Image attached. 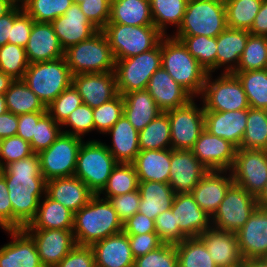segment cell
Masks as SVG:
<instances>
[{"mask_svg":"<svg viewBox=\"0 0 267 267\" xmlns=\"http://www.w3.org/2000/svg\"><path fill=\"white\" fill-rule=\"evenodd\" d=\"M13 208V230H21L35 218L40 200L46 195L38 153L14 161L0 169Z\"/></svg>","mask_w":267,"mask_h":267,"instance_id":"1","label":"cell"},{"mask_svg":"<svg viewBox=\"0 0 267 267\" xmlns=\"http://www.w3.org/2000/svg\"><path fill=\"white\" fill-rule=\"evenodd\" d=\"M72 231L77 245L91 246L123 231V223L108 200L94 195L74 213Z\"/></svg>","mask_w":267,"mask_h":267,"instance_id":"2","label":"cell"},{"mask_svg":"<svg viewBox=\"0 0 267 267\" xmlns=\"http://www.w3.org/2000/svg\"><path fill=\"white\" fill-rule=\"evenodd\" d=\"M161 66L179 85L199 99L208 72L183 43L171 35L164 36L161 40Z\"/></svg>","mask_w":267,"mask_h":267,"instance_id":"3","label":"cell"},{"mask_svg":"<svg viewBox=\"0 0 267 267\" xmlns=\"http://www.w3.org/2000/svg\"><path fill=\"white\" fill-rule=\"evenodd\" d=\"M64 58L72 75L104 73L115 70V58L107 36L99 30L91 38L64 50Z\"/></svg>","mask_w":267,"mask_h":267,"instance_id":"4","label":"cell"},{"mask_svg":"<svg viewBox=\"0 0 267 267\" xmlns=\"http://www.w3.org/2000/svg\"><path fill=\"white\" fill-rule=\"evenodd\" d=\"M226 28L224 0H188L181 25L171 36L217 37Z\"/></svg>","mask_w":267,"mask_h":267,"instance_id":"5","label":"cell"},{"mask_svg":"<svg viewBox=\"0 0 267 267\" xmlns=\"http://www.w3.org/2000/svg\"><path fill=\"white\" fill-rule=\"evenodd\" d=\"M73 75L64 57L30 63L23 81L47 107L65 89L72 85Z\"/></svg>","mask_w":267,"mask_h":267,"instance_id":"6","label":"cell"},{"mask_svg":"<svg viewBox=\"0 0 267 267\" xmlns=\"http://www.w3.org/2000/svg\"><path fill=\"white\" fill-rule=\"evenodd\" d=\"M102 31L107 36L115 61L149 51L164 37L155 25L107 23Z\"/></svg>","mask_w":267,"mask_h":267,"instance_id":"7","label":"cell"},{"mask_svg":"<svg viewBox=\"0 0 267 267\" xmlns=\"http://www.w3.org/2000/svg\"><path fill=\"white\" fill-rule=\"evenodd\" d=\"M118 164L106 147L97 139L85 140L79 149L74 176L81 179L97 195L106 185Z\"/></svg>","mask_w":267,"mask_h":267,"instance_id":"8","label":"cell"},{"mask_svg":"<svg viewBox=\"0 0 267 267\" xmlns=\"http://www.w3.org/2000/svg\"><path fill=\"white\" fill-rule=\"evenodd\" d=\"M208 73L201 95L204 111H235L250 108L242 84L234 73H221L213 79Z\"/></svg>","mask_w":267,"mask_h":267,"instance_id":"9","label":"cell"},{"mask_svg":"<svg viewBox=\"0 0 267 267\" xmlns=\"http://www.w3.org/2000/svg\"><path fill=\"white\" fill-rule=\"evenodd\" d=\"M161 67V41L153 49L117 60L115 75L119 94L146 90L153 73Z\"/></svg>","mask_w":267,"mask_h":267,"instance_id":"10","label":"cell"},{"mask_svg":"<svg viewBox=\"0 0 267 267\" xmlns=\"http://www.w3.org/2000/svg\"><path fill=\"white\" fill-rule=\"evenodd\" d=\"M84 140L61 133L49 146L38 153L41 173L46 180L74 176L77 156Z\"/></svg>","mask_w":267,"mask_h":267,"instance_id":"11","label":"cell"},{"mask_svg":"<svg viewBox=\"0 0 267 267\" xmlns=\"http://www.w3.org/2000/svg\"><path fill=\"white\" fill-rule=\"evenodd\" d=\"M258 207L257 199L241 186L233 183L211 217L212 226L236 233Z\"/></svg>","mask_w":267,"mask_h":267,"instance_id":"12","label":"cell"},{"mask_svg":"<svg viewBox=\"0 0 267 267\" xmlns=\"http://www.w3.org/2000/svg\"><path fill=\"white\" fill-rule=\"evenodd\" d=\"M191 100L187 105L167 111L174 150H191L205 127L204 107Z\"/></svg>","mask_w":267,"mask_h":267,"instance_id":"13","label":"cell"},{"mask_svg":"<svg viewBox=\"0 0 267 267\" xmlns=\"http://www.w3.org/2000/svg\"><path fill=\"white\" fill-rule=\"evenodd\" d=\"M230 172L235 184L257 198L267 183V150L237 149Z\"/></svg>","mask_w":267,"mask_h":267,"instance_id":"14","label":"cell"},{"mask_svg":"<svg viewBox=\"0 0 267 267\" xmlns=\"http://www.w3.org/2000/svg\"><path fill=\"white\" fill-rule=\"evenodd\" d=\"M23 230L35 242L43 267H55L77 245L72 230Z\"/></svg>","mask_w":267,"mask_h":267,"instance_id":"15","label":"cell"},{"mask_svg":"<svg viewBox=\"0 0 267 267\" xmlns=\"http://www.w3.org/2000/svg\"><path fill=\"white\" fill-rule=\"evenodd\" d=\"M191 151L208 171H230L237 148L229 141L212 135L204 129Z\"/></svg>","mask_w":267,"mask_h":267,"instance_id":"16","label":"cell"},{"mask_svg":"<svg viewBox=\"0 0 267 267\" xmlns=\"http://www.w3.org/2000/svg\"><path fill=\"white\" fill-rule=\"evenodd\" d=\"M72 85L82 97L83 103L92 109L119 95L115 71L76 74L73 75Z\"/></svg>","mask_w":267,"mask_h":267,"instance_id":"17","label":"cell"},{"mask_svg":"<svg viewBox=\"0 0 267 267\" xmlns=\"http://www.w3.org/2000/svg\"><path fill=\"white\" fill-rule=\"evenodd\" d=\"M207 171L191 150L171 148L168 184L175 194L191 193Z\"/></svg>","mask_w":267,"mask_h":267,"instance_id":"18","label":"cell"},{"mask_svg":"<svg viewBox=\"0 0 267 267\" xmlns=\"http://www.w3.org/2000/svg\"><path fill=\"white\" fill-rule=\"evenodd\" d=\"M51 24L64 50L88 40L99 31L81 11L80 6L74 3L64 15L57 17Z\"/></svg>","mask_w":267,"mask_h":267,"instance_id":"19","label":"cell"},{"mask_svg":"<svg viewBox=\"0 0 267 267\" xmlns=\"http://www.w3.org/2000/svg\"><path fill=\"white\" fill-rule=\"evenodd\" d=\"M243 258H267V209L257 207L236 233Z\"/></svg>","mask_w":267,"mask_h":267,"instance_id":"20","label":"cell"},{"mask_svg":"<svg viewBox=\"0 0 267 267\" xmlns=\"http://www.w3.org/2000/svg\"><path fill=\"white\" fill-rule=\"evenodd\" d=\"M233 183L234 179L230 171L209 170L203 175L191 194L199 207L212 217Z\"/></svg>","mask_w":267,"mask_h":267,"instance_id":"21","label":"cell"},{"mask_svg":"<svg viewBox=\"0 0 267 267\" xmlns=\"http://www.w3.org/2000/svg\"><path fill=\"white\" fill-rule=\"evenodd\" d=\"M146 90L162 112L183 107L194 99L162 66L153 73Z\"/></svg>","mask_w":267,"mask_h":267,"instance_id":"22","label":"cell"},{"mask_svg":"<svg viewBox=\"0 0 267 267\" xmlns=\"http://www.w3.org/2000/svg\"><path fill=\"white\" fill-rule=\"evenodd\" d=\"M11 241L0 247V267H43L33 239L23 230H5Z\"/></svg>","mask_w":267,"mask_h":267,"instance_id":"23","label":"cell"},{"mask_svg":"<svg viewBox=\"0 0 267 267\" xmlns=\"http://www.w3.org/2000/svg\"><path fill=\"white\" fill-rule=\"evenodd\" d=\"M176 224L187 237H199L212 226L211 217L199 207L191 193L176 194L171 207Z\"/></svg>","mask_w":267,"mask_h":267,"instance_id":"24","label":"cell"},{"mask_svg":"<svg viewBox=\"0 0 267 267\" xmlns=\"http://www.w3.org/2000/svg\"><path fill=\"white\" fill-rule=\"evenodd\" d=\"M199 238L205 243L217 267H233L243 261L234 232L211 226Z\"/></svg>","mask_w":267,"mask_h":267,"instance_id":"25","label":"cell"},{"mask_svg":"<svg viewBox=\"0 0 267 267\" xmlns=\"http://www.w3.org/2000/svg\"><path fill=\"white\" fill-rule=\"evenodd\" d=\"M205 127L210 134L232 143L237 149L246 129L248 109L235 111H204Z\"/></svg>","mask_w":267,"mask_h":267,"instance_id":"26","label":"cell"},{"mask_svg":"<svg viewBox=\"0 0 267 267\" xmlns=\"http://www.w3.org/2000/svg\"><path fill=\"white\" fill-rule=\"evenodd\" d=\"M46 195L75 213L95 194L81 179L70 176L47 180Z\"/></svg>","mask_w":267,"mask_h":267,"instance_id":"27","label":"cell"},{"mask_svg":"<svg viewBox=\"0 0 267 267\" xmlns=\"http://www.w3.org/2000/svg\"><path fill=\"white\" fill-rule=\"evenodd\" d=\"M96 267H134L128 235L121 231L91 245Z\"/></svg>","mask_w":267,"mask_h":267,"instance_id":"28","label":"cell"},{"mask_svg":"<svg viewBox=\"0 0 267 267\" xmlns=\"http://www.w3.org/2000/svg\"><path fill=\"white\" fill-rule=\"evenodd\" d=\"M25 52L29 63L46 62L64 57V49L51 23H33Z\"/></svg>","mask_w":267,"mask_h":267,"instance_id":"29","label":"cell"},{"mask_svg":"<svg viewBox=\"0 0 267 267\" xmlns=\"http://www.w3.org/2000/svg\"><path fill=\"white\" fill-rule=\"evenodd\" d=\"M250 35L248 30L227 27L216 37V70L224 67L221 73H233L237 69Z\"/></svg>","mask_w":267,"mask_h":267,"instance_id":"30","label":"cell"},{"mask_svg":"<svg viewBox=\"0 0 267 267\" xmlns=\"http://www.w3.org/2000/svg\"><path fill=\"white\" fill-rule=\"evenodd\" d=\"M111 135V146L106 144L109 152L118 163H133L140 152L139 132L123 114L105 133Z\"/></svg>","mask_w":267,"mask_h":267,"instance_id":"31","label":"cell"},{"mask_svg":"<svg viewBox=\"0 0 267 267\" xmlns=\"http://www.w3.org/2000/svg\"><path fill=\"white\" fill-rule=\"evenodd\" d=\"M139 213L155 220L162 212L171 209L175 193L168 183L139 181Z\"/></svg>","mask_w":267,"mask_h":267,"instance_id":"32","label":"cell"},{"mask_svg":"<svg viewBox=\"0 0 267 267\" xmlns=\"http://www.w3.org/2000/svg\"><path fill=\"white\" fill-rule=\"evenodd\" d=\"M171 148L140 150L133 162L139 181L169 182Z\"/></svg>","mask_w":267,"mask_h":267,"instance_id":"33","label":"cell"},{"mask_svg":"<svg viewBox=\"0 0 267 267\" xmlns=\"http://www.w3.org/2000/svg\"><path fill=\"white\" fill-rule=\"evenodd\" d=\"M122 96L124 100L123 114L138 132L162 113L147 90L132 91Z\"/></svg>","mask_w":267,"mask_h":267,"instance_id":"34","label":"cell"},{"mask_svg":"<svg viewBox=\"0 0 267 267\" xmlns=\"http://www.w3.org/2000/svg\"><path fill=\"white\" fill-rule=\"evenodd\" d=\"M73 225L74 212L44 195L34 220L23 229L73 230Z\"/></svg>","mask_w":267,"mask_h":267,"instance_id":"35","label":"cell"},{"mask_svg":"<svg viewBox=\"0 0 267 267\" xmlns=\"http://www.w3.org/2000/svg\"><path fill=\"white\" fill-rule=\"evenodd\" d=\"M108 23L132 26L154 25L150 0H111Z\"/></svg>","mask_w":267,"mask_h":267,"instance_id":"36","label":"cell"},{"mask_svg":"<svg viewBox=\"0 0 267 267\" xmlns=\"http://www.w3.org/2000/svg\"><path fill=\"white\" fill-rule=\"evenodd\" d=\"M7 111L15 115L47 111V107L23 80H14L5 92Z\"/></svg>","mask_w":267,"mask_h":267,"instance_id":"37","label":"cell"},{"mask_svg":"<svg viewBox=\"0 0 267 267\" xmlns=\"http://www.w3.org/2000/svg\"><path fill=\"white\" fill-rule=\"evenodd\" d=\"M188 0H150L151 13L155 27L164 35L169 26L176 30L181 25Z\"/></svg>","mask_w":267,"mask_h":267,"instance_id":"38","label":"cell"},{"mask_svg":"<svg viewBox=\"0 0 267 267\" xmlns=\"http://www.w3.org/2000/svg\"><path fill=\"white\" fill-rule=\"evenodd\" d=\"M140 150H163L172 148L171 130L167 112L155 117L138 136Z\"/></svg>","mask_w":267,"mask_h":267,"instance_id":"39","label":"cell"},{"mask_svg":"<svg viewBox=\"0 0 267 267\" xmlns=\"http://www.w3.org/2000/svg\"><path fill=\"white\" fill-rule=\"evenodd\" d=\"M139 180L133 163H118L104 188L97 194L103 199L138 190Z\"/></svg>","mask_w":267,"mask_h":267,"instance_id":"40","label":"cell"},{"mask_svg":"<svg viewBox=\"0 0 267 267\" xmlns=\"http://www.w3.org/2000/svg\"><path fill=\"white\" fill-rule=\"evenodd\" d=\"M233 73L242 84L250 108L267 110V68Z\"/></svg>","mask_w":267,"mask_h":267,"instance_id":"41","label":"cell"},{"mask_svg":"<svg viewBox=\"0 0 267 267\" xmlns=\"http://www.w3.org/2000/svg\"><path fill=\"white\" fill-rule=\"evenodd\" d=\"M180 40L188 52L208 72L216 71V37L198 36H172Z\"/></svg>","mask_w":267,"mask_h":267,"instance_id":"42","label":"cell"},{"mask_svg":"<svg viewBox=\"0 0 267 267\" xmlns=\"http://www.w3.org/2000/svg\"><path fill=\"white\" fill-rule=\"evenodd\" d=\"M239 148L267 150V110L248 108L246 129Z\"/></svg>","mask_w":267,"mask_h":267,"instance_id":"43","label":"cell"},{"mask_svg":"<svg viewBox=\"0 0 267 267\" xmlns=\"http://www.w3.org/2000/svg\"><path fill=\"white\" fill-rule=\"evenodd\" d=\"M263 0H224L227 27L250 30Z\"/></svg>","mask_w":267,"mask_h":267,"instance_id":"44","label":"cell"},{"mask_svg":"<svg viewBox=\"0 0 267 267\" xmlns=\"http://www.w3.org/2000/svg\"><path fill=\"white\" fill-rule=\"evenodd\" d=\"M178 267H217L199 237L186 238L175 245Z\"/></svg>","mask_w":267,"mask_h":267,"instance_id":"45","label":"cell"},{"mask_svg":"<svg viewBox=\"0 0 267 267\" xmlns=\"http://www.w3.org/2000/svg\"><path fill=\"white\" fill-rule=\"evenodd\" d=\"M72 4V0H23L21 3L23 10L39 23H51Z\"/></svg>","mask_w":267,"mask_h":267,"instance_id":"46","label":"cell"},{"mask_svg":"<svg viewBox=\"0 0 267 267\" xmlns=\"http://www.w3.org/2000/svg\"><path fill=\"white\" fill-rule=\"evenodd\" d=\"M29 64L25 48L11 43L0 47V71L13 80H23Z\"/></svg>","mask_w":267,"mask_h":267,"instance_id":"47","label":"cell"},{"mask_svg":"<svg viewBox=\"0 0 267 267\" xmlns=\"http://www.w3.org/2000/svg\"><path fill=\"white\" fill-rule=\"evenodd\" d=\"M267 68V37L250 35L235 71L262 70Z\"/></svg>","mask_w":267,"mask_h":267,"instance_id":"48","label":"cell"},{"mask_svg":"<svg viewBox=\"0 0 267 267\" xmlns=\"http://www.w3.org/2000/svg\"><path fill=\"white\" fill-rule=\"evenodd\" d=\"M124 100L119 94L111 101L93 109L94 131L105 134L123 115Z\"/></svg>","mask_w":267,"mask_h":267,"instance_id":"49","label":"cell"},{"mask_svg":"<svg viewBox=\"0 0 267 267\" xmlns=\"http://www.w3.org/2000/svg\"><path fill=\"white\" fill-rule=\"evenodd\" d=\"M65 127V128H64ZM70 127V129H66ZM64 128V129H63ZM62 133L80 137L84 140L86 134L94 131L93 109L82 103L71 112L61 125Z\"/></svg>","mask_w":267,"mask_h":267,"instance_id":"50","label":"cell"},{"mask_svg":"<svg viewBox=\"0 0 267 267\" xmlns=\"http://www.w3.org/2000/svg\"><path fill=\"white\" fill-rule=\"evenodd\" d=\"M83 103L82 97L73 85L65 89L47 106V113L62 125L73 110Z\"/></svg>","mask_w":267,"mask_h":267,"instance_id":"51","label":"cell"},{"mask_svg":"<svg viewBox=\"0 0 267 267\" xmlns=\"http://www.w3.org/2000/svg\"><path fill=\"white\" fill-rule=\"evenodd\" d=\"M61 133V125L46 113L35 125L33 138L30 143L33 152L39 153L49 148Z\"/></svg>","mask_w":267,"mask_h":267,"instance_id":"52","label":"cell"},{"mask_svg":"<svg viewBox=\"0 0 267 267\" xmlns=\"http://www.w3.org/2000/svg\"><path fill=\"white\" fill-rule=\"evenodd\" d=\"M134 267H178L176 246L163 243L155 250L135 258Z\"/></svg>","mask_w":267,"mask_h":267,"instance_id":"53","label":"cell"},{"mask_svg":"<svg viewBox=\"0 0 267 267\" xmlns=\"http://www.w3.org/2000/svg\"><path fill=\"white\" fill-rule=\"evenodd\" d=\"M33 153L30 143L21 137L16 135L4 138L0 142V169Z\"/></svg>","mask_w":267,"mask_h":267,"instance_id":"54","label":"cell"},{"mask_svg":"<svg viewBox=\"0 0 267 267\" xmlns=\"http://www.w3.org/2000/svg\"><path fill=\"white\" fill-rule=\"evenodd\" d=\"M156 233L160 240L165 244H178L187 237L180 231L176 224L175 215L171 209L159 214L155 219Z\"/></svg>","mask_w":267,"mask_h":267,"instance_id":"55","label":"cell"},{"mask_svg":"<svg viewBox=\"0 0 267 267\" xmlns=\"http://www.w3.org/2000/svg\"><path fill=\"white\" fill-rule=\"evenodd\" d=\"M35 21L23 10L21 4L14 6V23L8 43L25 48L28 43L32 26Z\"/></svg>","mask_w":267,"mask_h":267,"instance_id":"56","label":"cell"},{"mask_svg":"<svg viewBox=\"0 0 267 267\" xmlns=\"http://www.w3.org/2000/svg\"><path fill=\"white\" fill-rule=\"evenodd\" d=\"M79 6L88 20L99 30L110 20L111 0H83Z\"/></svg>","mask_w":267,"mask_h":267,"instance_id":"57","label":"cell"},{"mask_svg":"<svg viewBox=\"0 0 267 267\" xmlns=\"http://www.w3.org/2000/svg\"><path fill=\"white\" fill-rule=\"evenodd\" d=\"M140 200L141 197L138 190L108 199L122 223L139 211Z\"/></svg>","mask_w":267,"mask_h":267,"instance_id":"58","label":"cell"},{"mask_svg":"<svg viewBox=\"0 0 267 267\" xmlns=\"http://www.w3.org/2000/svg\"><path fill=\"white\" fill-rule=\"evenodd\" d=\"M55 267H96L92 247L76 245Z\"/></svg>","mask_w":267,"mask_h":267,"instance_id":"59","label":"cell"},{"mask_svg":"<svg viewBox=\"0 0 267 267\" xmlns=\"http://www.w3.org/2000/svg\"><path fill=\"white\" fill-rule=\"evenodd\" d=\"M128 239L134 258L145 255L163 244L156 232L128 235Z\"/></svg>","mask_w":267,"mask_h":267,"instance_id":"60","label":"cell"},{"mask_svg":"<svg viewBox=\"0 0 267 267\" xmlns=\"http://www.w3.org/2000/svg\"><path fill=\"white\" fill-rule=\"evenodd\" d=\"M0 228L13 230V208L4 176L0 173Z\"/></svg>","mask_w":267,"mask_h":267,"instance_id":"61","label":"cell"},{"mask_svg":"<svg viewBox=\"0 0 267 267\" xmlns=\"http://www.w3.org/2000/svg\"><path fill=\"white\" fill-rule=\"evenodd\" d=\"M123 231L127 235H140L156 232L155 220L137 212L123 223Z\"/></svg>","mask_w":267,"mask_h":267,"instance_id":"62","label":"cell"},{"mask_svg":"<svg viewBox=\"0 0 267 267\" xmlns=\"http://www.w3.org/2000/svg\"><path fill=\"white\" fill-rule=\"evenodd\" d=\"M46 113L47 111H38L18 115V130L16 135L31 143L35 125Z\"/></svg>","mask_w":267,"mask_h":267,"instance_id":"63","label":"cell"},{"mask_svg":"<svg viewBox=\"0 0 267 267\" xmlns=\"http://www.w3.org/2000/svg\"><path fill=\"white\" fill-rule=\"evenodd\" d=\"M18 130V115L10 111L0 115V140L16 136Z\"/></svg>","mask_w":267,"mask_h":267,"instance_id":"64","label":"cell"},{"mask_svg":"<svg viewBox=\"0 0 267 267\" xmlns=\"http://www.w3.org/2000/svg\"><path fill=\"white\" fill-rule=\"evenodd\" d=\"M249 32L251 35L267 37V0H263Z\"/></svg>","mask_w":267,"mask_h":267,"instance_id":"65","label":"cell"},{"mask_svg":"<svg viewBox=\"0 0 267 267\" xmlns=\"http://www.w3.org/2000/svg\"><path fill=\"white\" fill-rule=\"evenodd\" d=\"M13 23L14 7L8 13L0 17V47L8 43V38H11Z\"/></svg>","mask_w":267,"mask_h":267,"instance_id":"66","label":"cell"},{"mask_svg":"<svg viewBox=\"0 0 267 267\" xmlns=\"http://www.w3.org/2000/svg\"><path fill=\"white\" fill-rule=\"evenodd\" d=\"M14 80L0 71V94H5Z\"/></svg>","mask_w":267,"mask_h":267,"instance_id":"67","label":"cell"},{"mask_svg":"<svg viewBox=\"0 0 267 267\" xmlns=\"http://www.w3.org/2000/svg\"><path fill=\"white\" fill-rule=\"evenodd\" d=\"M245 267H267V258L245 259Z\"/></svg>","mask_w":267,"mask_h":267,"instance_id":"68","label":"cell"},{"mask_svg":"<svg viewBox=\"0 0 267 267\" xmlns=\"http://www.w3.org/2000/svg\"><path fill=\"white\" fill-rule=\"evenodd\" d=\"M16 4L13 0H0V17L8 13Z\"/></svg>","mask_w":267,"mask_h":267,"instance_id":"69","label":"cell"},{"mask_svg":"<svg viewBox=\"0 0 267 267\" xmlns=\"http://www.w3.org/2000/svg\"><path fill=\"white\" fill-rule=\"evenodd\" d=\"M256 199H257L259 208L267 209V183L263 191L260 193V195Z\"/></svg>","mask_w":267,"mask_h":267,"instance_id":"70","label":"cell"},{"mask_svg":"<svg viewBox=\"0 0 267 267\" xmlns=\"http://www.w3.org/2000/svg\"><path fill=\"white\" fill-rule=\"evenodd\" d=\"M7 112L5 94H0V115Z\"/></svg>","mask_w":267,"mask_h":267,"instance_id":"71","label":"cell"},{"mask_svg":"<svg viewBox=\"0 0 267 267\" xmlns=\"http://www.w3.org/2000/svg\"><path fill=\"white\" fill-rule=\"evenodd\" d=\"M233 267H245V260H243L240 264Z\"/></svg>","mask_w":267,"mask_h":267,"instance_id":"72","label":"cell"},{"mask_svg":"<svg viewBox=\"0 0 267 267\" xmlns=\"http://www.w3.org/2000/svg\"><path fill=\"white\" fill-rule=\"evenodd\" d=\"M83 2V0H72V3L74 4H81Z\"/></svg>","mask_w":267,"mask_h":267,"instance_id":"73","label":"cell"},{"mask_svg":"<svg viewBox=\"0 0 267 267\" xmlns=\"http://www.w3.org/2000/svg\"><path fill=\"white\" fill-rule=\"evenodd\" d=\"M15 3L17 4H21L22 3V0H13Z\"/></svg>","mask_w":267,"mask_h":267,"instance_id":"74","label":"cell"}]
</instances>
